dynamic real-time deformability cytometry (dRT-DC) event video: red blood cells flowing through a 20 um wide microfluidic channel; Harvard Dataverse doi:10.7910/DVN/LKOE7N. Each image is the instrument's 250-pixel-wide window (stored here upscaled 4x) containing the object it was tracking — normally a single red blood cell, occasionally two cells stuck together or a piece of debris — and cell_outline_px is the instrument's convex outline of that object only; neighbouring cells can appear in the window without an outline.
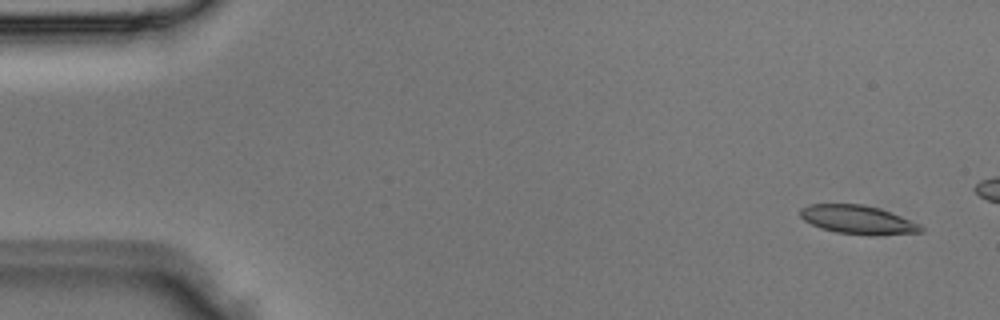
{"species": "Egyptian fruit bat (a non-hibernating species)", "species_latin": "Rousettus aegyptiacus", "temperature_condition": "room temperature", "stored_images_in_passage": 4, "camera_frame_rate_fps": 3000, "um_per_image_px": 0.085, "animal": {"sex": "male"}, "frame": {"image": 1, "passage_image": 1, "time_ms": 0.0, "image_size_px": [1000, 320], "cell_outline_px": [[924, 232], [872, 236], [868, 236], [836, 232], [820, 228], [804, 220], [800, 216], [800, 208], [808, 204], [864, 204], [880, 208], [892, 212], [920, 224], [924, 228]], "centroid_in_image_um": [72.95, 18.68], "position_along_channel_um": 12.1, "area_um2": 20.52}}